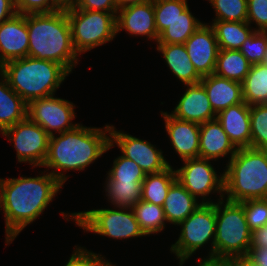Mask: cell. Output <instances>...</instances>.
Returning a JSON list of instances; mask_svg holds the SVG:
<instances>
[{"instance_id": "6da1fadb", "label": "cell", "mask_w": 267, "mask_h": 266, "mask_svg": "<svg viewBox=\"0 0 267 266\" xmlns=\"http://www.w3.org/2000/svg\"><path fill=\"white\" fill-rule=\"evenodd\" d=\"M40 173L36 177L0 178V210L4 214L7 246L62 191L63 185L51 173L45 170Z\"/></svg>"}, {"instance_id": "c3c4849f", "label": "cell", "mask_w": 267, "mask_h": 266, "mask_svg": "<svg viewBox=\"0 0 267 266\" xmlns=\"http://www.w3.org/2000/svg\"><path fill=\"white\" fill-rule=\"evenodd\" d=\"M62 9L73 7L79 0H56Z\"/></svg>"}, {"instance_id": "836d02e7", "label": "cell", "mask_w": 267, "mask_h": 266, "mask_svg": "<svg viewBox=\"0 0 267 266\" xmlns=\"http://www.w3.org/2000/svg\"><path fill=\"white\" fill-rule=\"evenodd\" d=\"M106 180H120L126 182H143L146 177L140 166L123 155L113 160L112 168L107 172Z\"/></svg>"}, {"instance_id": "7c38bea8", "label": "cell", "mask_w": 267, "mask_h": 266, "mask_svg": "<svg viewBox=\"0 0 267 266\" xmlns=\"http://www.w3.org/2000/svg\"><path fill=\"white\" fill-rule=\"evenodd\" d=\"M75 107L73 102L54 94L31 101L28 104L27 116L52 136L80 124L72 122L76 118Z\"/></svg>"}, {"instance_id": "ac0fdd59", "label": "cell", "mask_w": 267, "mask_h": 266, "mask_svg": "<svg viewBox=\"0 0 267 266\" xmlns=\"http://www.w3.org/2000/svg\"><path fill=\"white\" fill-rule=\"evenodd\" d=\"M183 87L186 88L185 92L173 111L169 112L171 116L198 124L216 119L217 114L212 109L206 90L200 82Z\"/></svg>"}, {"instance_id": "7a4b0ae2", "label": "cell", "mask_w": 267, "mask_h": 266, "mask_svg": "<svg viewBox=\"0 0 267 266\" xmlns=\"http://www.w3.org/2000/svg\"><path fill=\"white\" fill-rule=\"evenodd\" d=\"M112 147L110 124L98 128L80 123L71 130L50 136L42 167L64 186L69 177L65 172L85 170Z\"/></svg>"}, {"instance_id": "f1b7e54d", "label": "cell", "mask_w": 267, "mask_h": 266, "mask_svg": "<svg viewBox=\"0 0 267 266\" xmlns=\"http://www.w3.org/2000/svg\"><path fill=\"white\" fill-rule=\"evenodd\" d=\"M242 96L243 101L249 106L267 104V65H251L242 82Z\"/></svg>"}, {"instance_id": "8992f818", "label": "cell", "mask_w": 267, "mask_h": 266, "mask_svg": "<svg viewBox=\"0 0 267 266\" xmlns=\"http://www.w3.org/2000/svg\"><path fill=\"white\" fill-rule=\"evenodd\" d=\"M216 235L214 257L237 258L247 256L251 230L248 227L243 205L225 199L215 202Z\"/></svg>"}, {"instance_id": "7bdbcfd3", "label": "cell", "mask_w": 267, "mask_h": 266, "mask_svg": "<svg viewBox=\"0 0 267 266\" xmlns=\"http://www.w3.org/2000/svg\"><path fill=\"white\" fill-rule=\"evenodd\" d=\"M197 266H237V258H199Z\"/></svg>"}, {"instance_id": "cb8c5ba5", "label": "cell", "mask_w": 267, "mask_h": 266, "mask_svg": "<svg viewBox=\"0 0 267 266\" xmlns=\"http://www.w3.org/2000/svg\"><path fill=\"white\" fill-rule=\"evenodd\" d=\"M28 104L9 86L0 72V129L4 131L27 117Z\"/></svg>"}, {"instance_id": "d590c367", "label": "cell", "mask_w": 267, "mask_h": 266, "mask_svg": "<svg viewBox=\"0 0 267 266\" xmlns=\"http://www.w3.org/2000/svg\"><path fill=\"white\" fill-rule=\"evenodd\" d=\"M267 50V32L255 31L240 48L241 53L251 65L264 61Z\"/></svg>"}, {"instance_id": "30bf717a", "label": "cell", "mask_w": 267, "mask_h": 266, "mask_svg": "<svg viewBox=\"0 0 267 266\" xmlns=\"http://www.w3.org/2000/svg\"><path fill=\"white\" fill-rule=\"evenodd\" d=\"M211 161L200 157L186 159L183 160V166L175 169L177 180L200 203H214L223 199L224 173L217 174ZM212 193H218L219 198L213 201L210 198Z\"/></svg>"}, {"instance_id": "2e32d148", "label": "cell", "mask_w": 267, "mask_h": 266, "mask_svg": "<svg viewBox=\"0 0 267 266\" xmlns=\"http://www.w3.org/2000/svg\"><path fill=\"white\" fill-rule=\"evenodd\" d=\"M29 37L26 14L16 13L0 24V67L28 56Z\"/></svg>"}, {"instance_id": "e575fe53", "label": "cell", "mask_w": 267, "mask_h": 266, "mask_svg": "<svg viewBox=\"0 0 267 266\" xmlns=\"http://www.w3.org/2000/svg\"><path fill=\"white\" fill-rule=\"evenodd\" d=\"M215 12L213 20L243 22L247 20V0H207Z\"/></svg>"}, {"instance_id": "d6a6232c", "label": "cell", "mask_w": 267, "mask_h": 266, "mask_svg": "<svg viewBox=\"0 0 267 266\" xmlns=\"http://www.w3.org/2000/svg\"><path fill=\"white\" fill-rule=\"evenodd\" d=\"M251 148L267 149V104L250 106Z\"/></svg>"}, {"instance_id": "e0dca14e", "label": "cell", "mask_w": 267, "mask_h": 266, "mask_svg": "<svg viewBox=\"0 0 267 266\" xmlns=\"http://www.w3.org/2000/svg\"><path fill=\"white\" fill-rule=\"evenodd\" d=\"M161 116L164 120L170 145L181 158V161L198 158L200 124L176 119L167 111H161Z\"/></svg>"}, {"instance_id": "ffe728a7", "label": "cell", "mask_w": 267, "mask_h": 266, "mask_svg": "<svg viewBox=\"0 0 267 266\" xmlns=\"http://www.w3.org/2000/svg\"><path fill=\"white\" fill-rule=\"evenodd\" d=\"M217 120L234 146L251 147L250 106L244 101L217 114Z\"/></svg>"}, {"instance_id": "277c9868", "label": "cell", "mask_w": 267, "mask_h": 266, "mask_svg": "<svg viewBox=\"0 0 267 266\" xmlns=\"http://www.w3.org/2000/svg\"><path fill=\"white\" fill-rule=\"evenodd\" d=\"M9 86L27 103L54 95L70 73L60 64L24 57L0 67Z\"/></svg>"}, {"instance_id": "ab89813d", "label": "cell", "mask_w": 267, "mask_h": 266, "mask_svg": "<svg viewBox=\"0 0 267 266\" xmlns=\"http://www.w3.org/2000/svg\"><path fill=\"white\" fill-rule=\"evenodd\" d=\"M15 8L19 14L51 13L62 9L56 0H15Z\"/></svg>"}, {"instance_id": "9c48e42d", "label": "cell", "mask_w": 267, "mask_h": 266, "mask_svg": "<svg viewBox=\"0 0 267 266\" xmlns=\"http://www.w3.org/2000/svg\"><path fill=\"white\" fill-rule=\"evenodd\" d=\"M180 234L170 251L183 266L197 250L210 243L208 256L214 257L216 212L214 203H202L189 217L180 222Z\"/></svg>"}, {"instance_id": "681fc988", "label": "cell", "mask_w": 267, "mask_h": 266, "mask_svg": "<svg viewBox=\"0 0 267 266\" xmlns=\"http://www.w3.org/2000/svg\"><path fill=\"white\" fill-rule=\"evenodd\" d=\"M262 63L265 64V65H267V50H266V53H265L264 61Z\"/></svg>"}, {"instance_id": "4316f807", "label": "cell", "mask_w": 267, "mask_h": 266, "mask_svg": "<svg viewBox=\"0 0 267 266\" xmlns=\"http://www.w3.org/2000/svg\"><path fill=\"white\" fill-rule=\"evenodd\" d=\"M250 67L240 50L219 49L214 74L242 83Z\"/></svg>"}, {"instance_id": "b9f144b4", "label": "cell", "mask_w": 267, "mask_h": 266, "mask_svg": "<svg viewBox=\"0 0 267 266\" xmlns=\"http://www.w3.org/2000/svg\"><path fill=\"white\" fill-rule=\"evenodd\" d=\"M267 247V224L251 231L250 249Z\"/></svg>"}, {"instance_id": "bcb514c9", "label": "cell", "mask_w": 267, "mask_h": 266, "mask_svg": "<svg viewBox=\"0 0 267 266\" xmlns=\"http://www.w3.org/2000/svg\"><path fill=\"white\" fill-rule=\"evenodd\" d=\"M237 266H261L251 261L247 256L237 257Z\"/></svg>"}, {"instance_id": "484cf974", "label": "cell", "mask_w": 267, "mask_h": 266, "mask_svg": "<svg viewBox=\"0 0 267 266\" xmlns=\"http://www.w3.org/2000/svg\"><path fill=\"white\" fill-rule=\"evenodd\" d=\"M176 180V171L172 165L163 171L146 174L142 182V200L163 206L167 193Z\"/></svg>"}, {"instance_id": "8d00e7d4", "label": "cell", "mask_w": 267, "mask_h": 266, "mask_svg": "<svg viewBox=\"0 0 267 266\" xmlns=\"http://www.w3.org/2000/svg\"><path fill=\"white\" fill-rule=\"evenodd\" d=\"M243 205L246 221L252 231L267 224V198L240 202Z\"/></svg>"}, {"instance_id": "f907efd6", "label": "cell", "mask_w": 267, "mask_h": 266, "mask_svg": "<svg viewBox=\"0 0 267 266\" xmlns=\"http://www.w3.org/2000/svg\"><path fill=\"white\" fill-rule=\"evenodd\" d=\"M106 266H116V264H112V262L110 261Z\"/></svg>"}, {"instance_id": "5b68a950", "label": "cell", "mask_w": 267, "mask_h": 266, "mask_svg": "<svg viewBox=\"0 0 267 266\" xmlns=\"http://www.w3.org/2000/svg\"><path fill=\"white\" fill-rule=\"evenodd\" d=\"M225 165L223 199L243 202L267 198V149L239 148Z\"/></svg>"}, {"instance_id": "7dc6e473", "label": "cell", "mask_w": 267, "mask_h": 266, "mask_svg": "<svg viewBox=\"0 0 267 266\" xmlns=\"http://www.w3.org/2000/svg\"><path fill=\"white\" fill-rule=\"evenodd\" d=\"M151 0H117L118 7L127 6L131 4H141L145 2H149Z\"/></svg>"}, {"instance_id": "52a82bcc", "label": "cell", "mask_w": 267, "mask_h": 266, "mask_svg": "<svg viewBox=\"0 0 267 266\" xmlns=\"http://www.w3.org/2000/svg\"><path fill=\"white\" fill-rule=\"evenodd\" d=\"M61 215L67 221L73 220L84 232H92L95 235L118 240L146 237L139 227L133 210L129 208L101 207L73 213L61 212Z\"/></svg>"}, {"instance_id": "ba28073f", "label": "cell", "mask_w": 267, "mask_h": 266, "mask_svg": "<svg viewBox=\"0 0 267 266\" xmlns=\"http://www.w3.org/2000/svg\"><path fill=\"white\" fill-rule=\"evenodd\" d=\"M75 51L82 53L103 46L117 35L116 16L118 12H101L66 8Z\"/></svg>"}, {"instance_id": "7402d4cb", "label": "cell", "mask_w": 267, "mask_h": 266, "mask_svg": "<svg viewBox=\"0 0 267 266\" xmlns=\"http://www.w3.org/2000/svg\"><path fill=\"white\" fill-rule=\"evenodd\" d=\"M157 51L163 56L164 62L173 76L179 79L183 85L196 84L202 79L197 72L184 44H156Z\"/></svg>"}, {"instance_id": "8fae6325", "label": "cell", "mask_w": 267, "mask_h": 266, "mask_svg": "<svg viewBox=\"0 0 267 266\" xmlns=\"http://www.w3.org/2000/svg\"><path fill=\"white\" fill-rule=\"evenodd\" d=\"M2 136L13 143L18 163L41 168L48 154L50 135L28 116L3 131Z\"/></svg>"}, {"instance_id": "3957f363", "label": "cell", "mask_w": 267, "mask_h": 266, "mask_svg": "<svg viewBox=\"0 0 267 266\" xmlns=\"http://www.w3.org/2000/svg\"><path fill=\"white\" fill-rule=\"evenodd\" d=\"M29 37L28 56L50 60L62 65L69 73L79 63L66 10L26 14Z\"/></svg>"}, {"instance_id": "9a60e30c", "label": "cell", "mask_w": 267, "mask_h": 266, "mask_svg": "<svg viewBox=\"0 0 267 266\" xmlns=\"http://www.w3.org/2000/svg\"><path fill=\"white\" fill-rule=\"evenodd\" d=\"M116 26L117 34L125 30L130 36H145L157 43L159 35L155 23L154 0L120 7Z\"/></svg>"}, {"instance_id": "60d3db41", "label": "cell", "mask_w": 267, "mask_h": 266, "mask_svg": "<svg viewBox=\"0 0 267 266\" xmlns=\"http://www.w3.org/2000/svg\"><path fill=\"white\" fill-rule=\"evenodd\" d=\"M74 7L101 12H118L119 9L117 0H79Z\"/></svg>"}, {"instance_id": "603a6c76", "label": "cell", "mask_w": 267, "mask_h": 266, "mask_svg": "<svg viewBox=\"0 0 267 266\" xmlns=\"http://www.w3.org/2000/svg\"><path fill=\"white\" fill-rule=\"evenodd\" d=\"M199 202L176 180L171 185L163 205L167 223L178 225L202 204Z\"/></svg>"}, {"instance_id": "83f0119b", "label": "cell", "mask_w": 267, "mask_h": 266, "mask_svg": "<svg viewBox=\"0 0 267 266\" xmlns=\"http://www.w3.org/2000/svg\"><path fill=\"white\" fill-rule=\"evenodd\" d=\"M105 196L117 208L132 209L142 200V182L105 180Z\"/></svg>"}, {"instance_id": "5bb4252c", "label": "cell", "mask_w": 267, "mask_h": 266, "mask_svg": "<svg viewBox=\"0 0 267 266\" xmlns=\"http://www.w3.org/2000/svg\"><path fill=\"white\" fill-rule=\"evenodd\" d=\"M184 45L190 61L202 77L214 73L219 46L214 29L209 23H202Z\"/></svg>"}, {"instance_id": "d4e9b609", "label": "cell", "mask_w": 267, "mask_h": 266, "mask_svg": "<svg viewBox=\"0 0 267 266\" xmlns=\"http://www.w3.org/2000/svg\"><path fill=\"white\" fill-rule=\"evenodd\" d=\"M210 25L214 29L219 49L240 50L246 39L255 32L247 21L212 20Z\"/></svg>"}, {"instance_id": "f546056e", "label": "cell", "mask_w": 267, "mask_h": 266, "mask_svg": "<svg viewBox=\"0 0 267 266\" xmlns=\"http://www.w3.org/2000/svg\"><path fill=\"white\" fill-rule=\"evenodd\" d=\"M203 22L194 17L189 6L159 35L157 44H184Z\"/></svg>"}, {"instance_id": "1f68e13d", "label": "cell", "mask_w": 267, "mask_h": 266, "mask_svg": "<svg viewBox=\"0 0 267 266\" xmlns=\"http://www.w3.org/2000/svg\"><path fill=\"white\" fill-rule=\"evenodd\" d=\"M188 0H154V15L158 35L188 7Z\"/></svg>"}, {"instance_id": "4dcf8cb0", "label": "cell", "mask_w": 267, "mask_h": 266, "mask_svg": "<svg viewBox=\"0 0 267 266\" xmlns=\"http://www.w3.org/2000/svg\"><path fill=\"white\" fill-rule=\"evenodd\" d=\"M132 210L145 236L159 234L165 229L167 221L163 206L141 200Z\"/></svg>"}, {"instance_id": "f35d334b", "label": "cell", "mask_w": 267, "mask_h": 266, "mask_svg": "<svg viewBox=\"0 0 267 266\" xmlns=\"http://www.w3.org/2000/svg\"><path fill=\"white\" fill-rule=\"evenodd\" d=\"M255 31L267 32V0H247V20Z\"/></svg>"}, {"instance_id": "f6af8a7d", "label": "cell", "mask_w": 267, "mask_h": 266, "mask_svg": "<svg viewBox=\"0 0 267 266\" xmlns=\"http://www.w3.org/2000/svg\"><path fill=\"white\" fill-rule=\"evenodd\" d=\"M247 257L258 265L267 266V247L249 249Z\"/></svg>"}, {"instance_id": "4fadbf2b", "label": "cell", "mask_w": 267, "mask_h": 266, "mask_svg": "<svg viewBox=\"0 0 267 266\" xmlns=\"http://www.w3.org/2000/svg\"><path fill=\"white\" fill-rule=\"evenodd\" d=\"M110 143L120 149L123 156L137 163L145 174L157 173L168 168L163 151L151 142L137 138L115 126H110Z\"/></svg>"}, {"instance_id": "ee69618b", "label": "cell", "mask_w": 267, "mask_h": 266, "mask_svg": "<svg viewBox=\"0 0 267 266\" xmlns=\"http://www.w3.org/2000/svg\"><path fill=\"white\" fill-rule=\"evenodd\" d=\"M16 13L15 0H0V24Z\"/></svg>"}, {"instance_id": "74e56055", "label": "cell", "mask_w": 267, "mask_h": 266, "mask_svg": "<svg viewBox=\"0 0 267 266\" xmlns=\"http://www.w3.org/2000/svg\"><path fill=\"white\" fill-rule=\"evenodd\" d=\"M75 249L64 266H106L110 261L101 253H94L86 247L74 246Z\"/></svg>"}, {"instance_id": "44dd1931", "label": "cell", "mask_w": 267, "mask_h": 266, "mask_svg": "<svg viewBox=\"0 0 267 266\" xmlns=\"http://www.w3.org/2000/svg\"><path fill=\"white\" fill-rule=\"evenodd\" d=\"M200 83L206 90L211 107L216 114L243 102L242 83L216 74L203 76Z\"/></svg>"}, {"instance_id": "d6986e66", "label": "cell", "mask_w": 267, "mask_h": 266, "mask_svg": "<svg viewBox=\"0 0 267 266\" xmlns=\"http://www.w3.org/2000/svg\"><path fill=\"white\" fill-rule=\"evenodd\" d=\"M237 148L230 141L221 123L216 119L200 124L199 157L212 161L229 158L236 154Z\"/></svg>"}]
</instances>
